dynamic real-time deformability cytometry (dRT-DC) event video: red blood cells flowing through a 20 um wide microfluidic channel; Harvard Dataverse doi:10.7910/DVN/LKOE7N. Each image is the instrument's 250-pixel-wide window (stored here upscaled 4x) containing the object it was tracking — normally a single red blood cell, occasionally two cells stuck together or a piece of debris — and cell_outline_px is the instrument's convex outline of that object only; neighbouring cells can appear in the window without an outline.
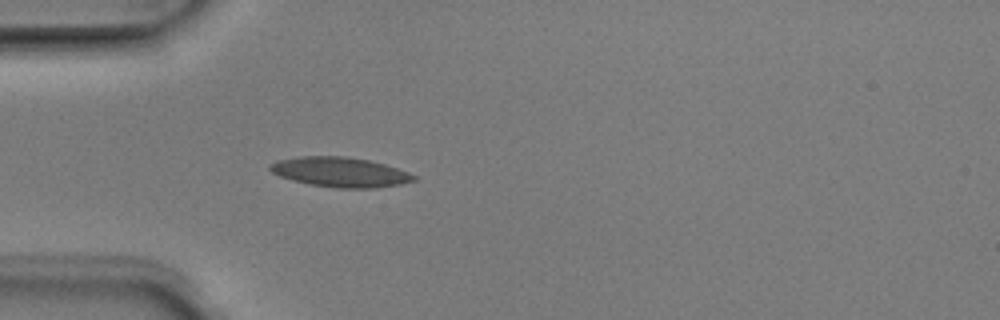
{"species": "Egyptian fruit bat (a non-hibernating species)", "species_latin": "Rousettus aegyptiacus", "temperature_condition": "room temperature", "stored_images_in_passage": 1, "camera_frame_rate_fps": 3000, "um_per_image_px": 0.085, "animal": {"sex": "male"}, "frame": {"image": 1, "passage_image": 1, "time_ms": 0.0, "image_size_px": [1000, 320], "cell_outline_px": [[416, 180], [400, 184], [376, 188], [336, 188], [308, 184], [292, 180], [280, 176], [272, 172], [268, 168], [268, 164], [276, 160], [300, 156], [344, 156], [368, 160], [384, 164], [408, 172], [416, 176]], "centroid_in_image_um": [28.87, 14.63], "position_along_channel_um": 56.1, "area_um2": 25.03}}